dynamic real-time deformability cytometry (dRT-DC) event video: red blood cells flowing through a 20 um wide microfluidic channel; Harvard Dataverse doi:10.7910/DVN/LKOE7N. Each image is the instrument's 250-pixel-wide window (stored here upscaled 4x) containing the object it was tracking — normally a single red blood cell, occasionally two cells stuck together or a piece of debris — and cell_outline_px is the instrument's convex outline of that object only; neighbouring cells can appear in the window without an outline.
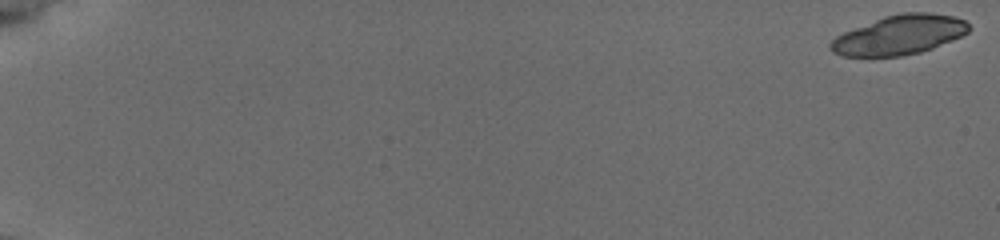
{"species": "common noctule bat (a hibernating species)", "species_latin": "Nyctalus noctula", "temperature_condition": "cold", "stored_images_in_passage": 46, "camera_frame_rate_fps": 3000, "um_per_image_px": 0.085, "animal": {"sex": "female", "body_mass_g": 19.5, "forearm_length_mm": 54.1}, "frame": {"image": 1, "passage_image": 1, "time_ms": 0.0, "image_size_px": [1000, 240], "cell_outline_px": [[972, 28], [968, 32], [952, 40], [932, 48], [920, 52], [900, 56], [872, 60], [840, 56], [832, 52], [828, 48], [828, 44], [836, 36], [844, 32], [884, 16], [904, 12], [928, 12], [952, 16], [964, 20]], "centroid_in_image_um": [76.36, 3.02], "position_along_channel_um": 8.6, "area_um2": 32.54}}